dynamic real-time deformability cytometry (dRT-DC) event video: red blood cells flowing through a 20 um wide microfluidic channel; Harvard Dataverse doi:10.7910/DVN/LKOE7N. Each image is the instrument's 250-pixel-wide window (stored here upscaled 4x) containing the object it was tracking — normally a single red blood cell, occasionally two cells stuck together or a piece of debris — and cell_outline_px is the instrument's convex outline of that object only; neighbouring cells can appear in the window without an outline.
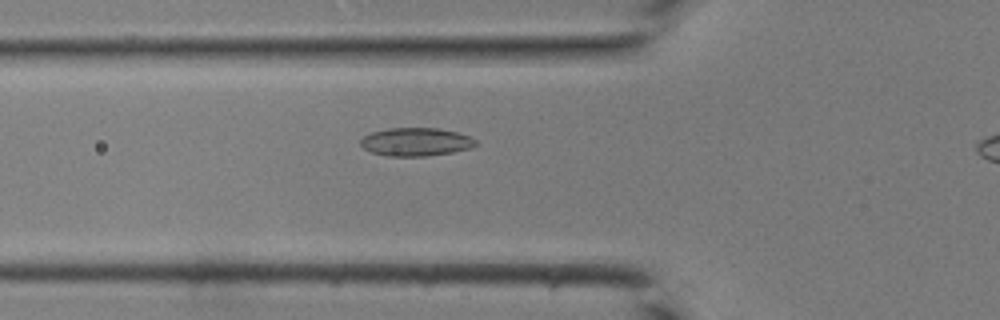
{"species": "common noctule bat (a hibernating species)", "species_latin": "Nyctalus noctula", "temperature_condition": "room temperature", "stored_images_in_passage": 26, "camera_frame_rate_fps": 3000, "um_per_image_px": 0.085, "animal": {"sex": "male", "body_mass_g": 19.0, "forearm_length_mm": 50.8}, "frame": {"image": 1, "passage_image": 4, "time_ms": 1.0, "image_size_px": [1000, 320], "cell_outline_px": [[476, 144], [472, 148], [452, 152], [424, 156], [388, 156], [372, 152], [364, 148], [360, 144], [360, 140], [364, 136], [372, 132], [388, 128], [440, 128], [456, 132], [468, 136], [476, 140]], "centroid_in_image_um": [35.34, 12.05], "position_along_channel_um": 90.5, "area_um2": 18.84}}
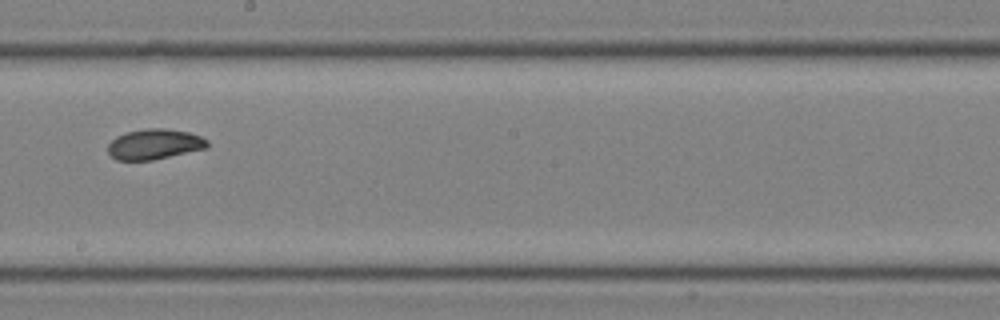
{"frame": {"image": 2, "passage_image": 13, "time_ms": 4.0, "image_size_px": [1000, 320], "cell_outline_px": [[208, 148], [152, 160], [116, 160], [108, 152], [108, 144], [116, 136], [128, 132], [148, 128], [164, 128], [188, 132], [200, 136], [208, 140]], "centroid_in_image_um": [13.14, 12.26], "position_along_channel_um": 235.1, "area_um2": 17.51}}
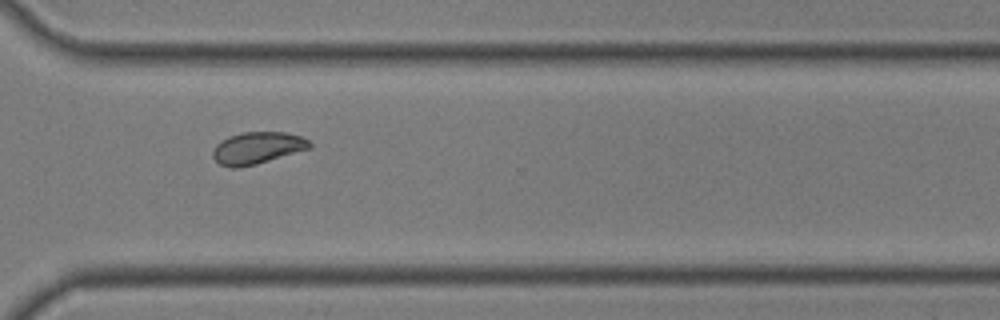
{"frame": {"image": 3, "passage_image": 20, "time_ms": 6.333, "image_size_px": [1000, 320], "cell_outline_px": [[312, 148], [256, 164], [236, 168], [232, 168], [220, 164], [212, 156], [212, 152], [216, 144], [220, 140], [228, 136], [244, 132], [288, 132], [300, 136], [308, 140], [312, 144]], "centroid_in_image_um": [21.87, 12.57], "position_along_channel_um": 348.7, "area_um2": 18.09}}